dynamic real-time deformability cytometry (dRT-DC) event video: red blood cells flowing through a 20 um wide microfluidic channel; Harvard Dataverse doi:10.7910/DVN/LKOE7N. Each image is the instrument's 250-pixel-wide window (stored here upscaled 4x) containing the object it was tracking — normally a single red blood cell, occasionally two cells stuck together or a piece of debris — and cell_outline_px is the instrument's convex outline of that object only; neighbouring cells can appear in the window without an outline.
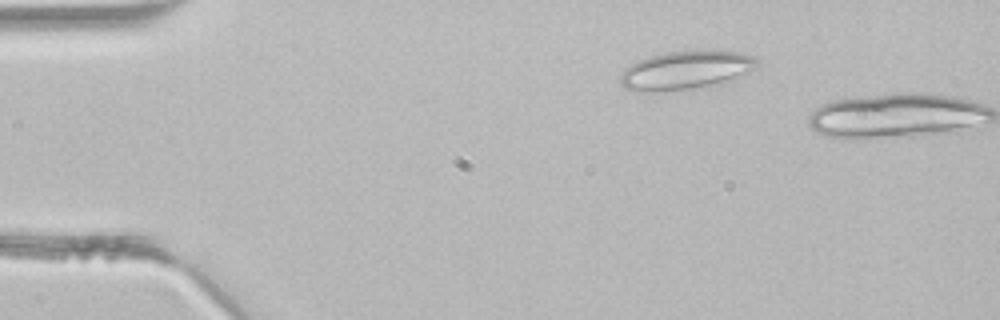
{"species": "common noctule bat (a hibernating species)", "species_latin": "Nyctalus noctula", "temperature_condition": "room temperature", "stored_images_in_passage": 2, "camera_frame_rate_fps": 3000, "um_per_image_px": 0.085, "animal": {"sex": "male", "body_mass_g": 21.5, "forearm_length_mm": 52.0}, "frame": {"image": 1, "passage_image": 1, "time_ms": 0.0, "image_size_px": [1000, 320], "cell_outline_px": [[756, 64], [752, 68], [736, 76], [712, 84], [688, 88], [652, 92], [640, 92], [624, 88], [620, 84], [620, 76], [624, 68], [648, 56], [664, 52], [692, 48], [704, 48], [736, 52], [752, 56], [756, 60]], "centroid_in_image_um": [58.17, 5.91], "position_along_channel_um": 26.8, "area_um2": 30.46}}